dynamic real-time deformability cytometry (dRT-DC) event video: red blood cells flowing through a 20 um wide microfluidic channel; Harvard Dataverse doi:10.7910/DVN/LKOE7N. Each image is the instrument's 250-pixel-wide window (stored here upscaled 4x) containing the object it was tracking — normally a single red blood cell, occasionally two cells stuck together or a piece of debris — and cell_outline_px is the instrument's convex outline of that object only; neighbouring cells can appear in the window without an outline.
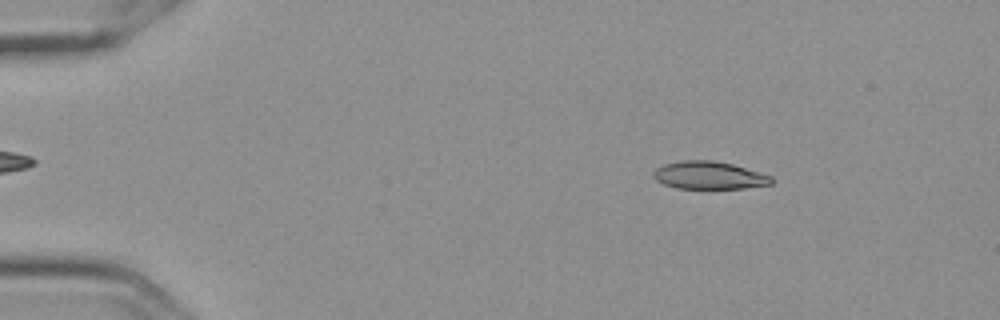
{"species": "Egyptian fruit bat (a non-hibernating species)", "species_latin": "Rousettus aegyptiacus", "temperature_condition": "cold", "stored_images_in_passage": 53, "camera_frame_rate_fps": 3000, "um_per_image_px": 0.085, "frame": {"image": 1, "passage_image": 5, "time_ms": 1.333, "image_size_px": [1000, 320], "cell_outline_px": [[772, 184], [744, 188], [676, 188], [664, 184], [656, 180], [652, 176], [652, 172], [656, 168], [664, 164], [680, 160], [712, 160], [732, 164], [760, 172], [772, 176]], "centroid_in_image_um": [60.25, 14.89], "position_along_channel_um": 24.8, "area_um2": 19.07}}
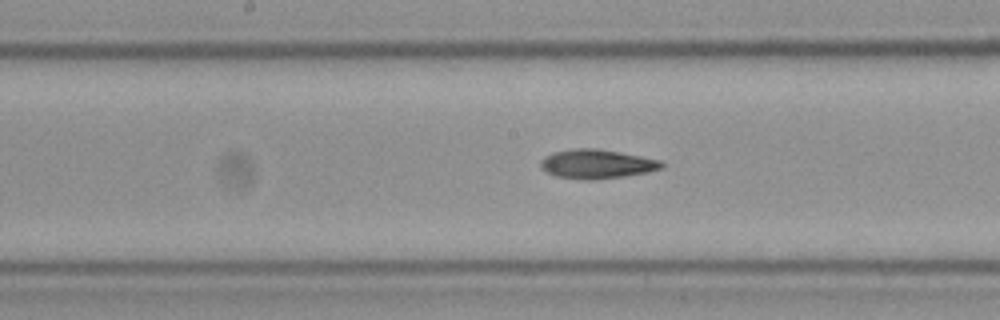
{"frame": {"image": 2, "passage_image": 26, "time_ms": 8.333, "image_size_px": [1000, 320], "cell_outline_px": [[664, 168], [648, 172], [620, 176], [588, 180], [584, 180], [556, 176], [548, 172], [540, 164], [540, 160], [544, 156], [552, 152], [572, 148], [596, 148], [620, 152], [660, 160], [664, 164]], "centroid_in_image_um": [50.72, 13.92], "position_along_channel_um": 197.5, "area_um2": 20.4}}
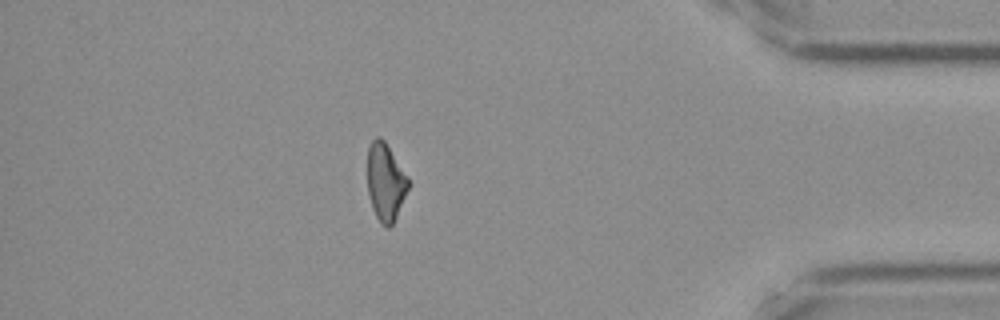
{"frame": {"image": 3, "passage_image": 46, "time_ms": 15.0, "image_size_px": [1000, 320], "cell_outline_px": [[408, 188], [396, 216], [392, 224], [388, 228], [380, 224], [372, 208], [368, 192], [368, 148], [372, 140], [376, 136], [380, 136], [384, 140], [408, 176]], "centroid_in_image_um": [32.75, 15.46], "position_along_channel_um": 402.4, "area_um2": 18.26}, "authors_computed_cell_mechanics": {"area_um2": 19.7098, "velocity_mm_per_s": 3.6203, "shape_relaxation_time_tau1_ms": null, "shape_relaxation_time_tau2_ms": 9.8721, "deformation_change_tau1": null, "deformation_change_tau2": 0.18}}